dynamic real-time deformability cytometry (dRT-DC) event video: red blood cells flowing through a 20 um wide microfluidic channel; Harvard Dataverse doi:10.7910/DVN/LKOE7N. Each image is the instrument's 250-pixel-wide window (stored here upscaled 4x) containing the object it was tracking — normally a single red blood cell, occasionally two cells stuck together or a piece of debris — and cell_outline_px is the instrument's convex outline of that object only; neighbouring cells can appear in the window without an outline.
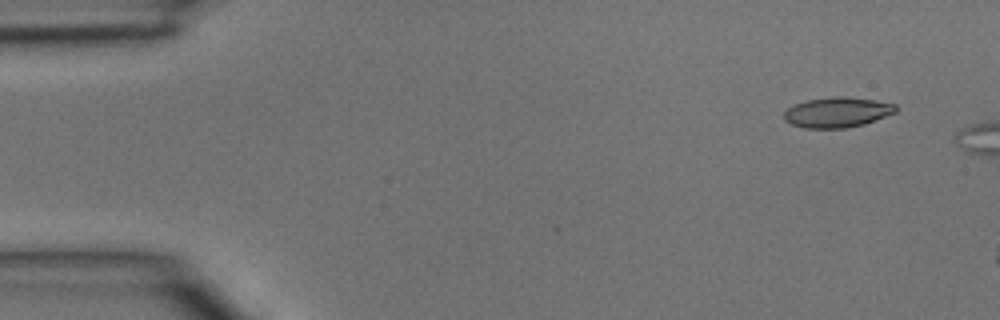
{"species": "common noctule bat (a hibernating species)", "species_latin": "Nyctalus noctula", "temperature_condition": "room temperature", "stored_images_in_passage": 5, "segment_of_instrument_passage": [2, 2], "camera_frame_rate_fps": 3000, "um_per_image_px": 0.085, "animal": {"sex": "male", "body_mass_g": 15.6}, "frame": {"image": 1, "passage_image": 5, "time_ms": 1.333, "image_size_px": [1000, 320], "cell_outline_px": [[900, 108], [896, 112], [864, 124], [844, 128], [804, 128], [792, 124], [784, 120], [784, 112], [788, 108], [796, 104], [808, 100], [836, 96], [844, 96], [872, 100], [896, 104]], "centroid_in_image_um": [71.18, 9.55], "position_along_channel_um": 13.8, "area_um2": 19.54}}